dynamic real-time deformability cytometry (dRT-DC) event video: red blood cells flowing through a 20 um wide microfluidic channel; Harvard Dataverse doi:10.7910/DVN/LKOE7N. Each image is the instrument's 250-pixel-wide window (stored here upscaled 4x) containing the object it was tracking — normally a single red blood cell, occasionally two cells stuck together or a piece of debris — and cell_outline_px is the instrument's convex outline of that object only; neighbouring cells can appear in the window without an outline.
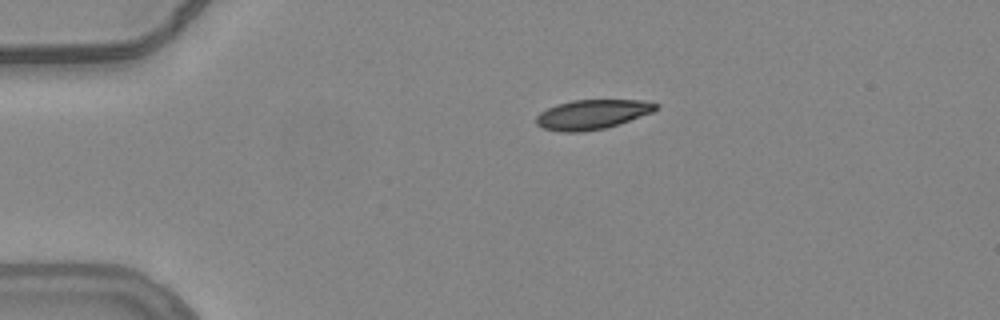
{"species": "common noctule bat (a hibernating species)", "species_latin": "Nyctalus noctula", "temperature_condition": "warm", "stored_images_in_passage": 44, "camera_frame_rate_fps": 3000, "um_per_image_px": 0.085, "animal": {"sex": "female", "body_mass_g": 24.6, "forearm_length_mm": 56.2}, "frame": {"image": 1, "passage_image": 1, "time_ms": 0.0, "image_size_px": [1000, 320], "cell_outline_px": [[660, 108], [652, 112], [620, 124], [604, 128], [584, 132], [560, 132], [544, 128], [536, 124], [536, 116], [540, 112], [556, 104], [572, 100], [644, 100], [660, 104]], "centroid_in_image_um": [50.36, 9.72], "position_along_channel_um": 34.6, "area_um2": 20.81}}
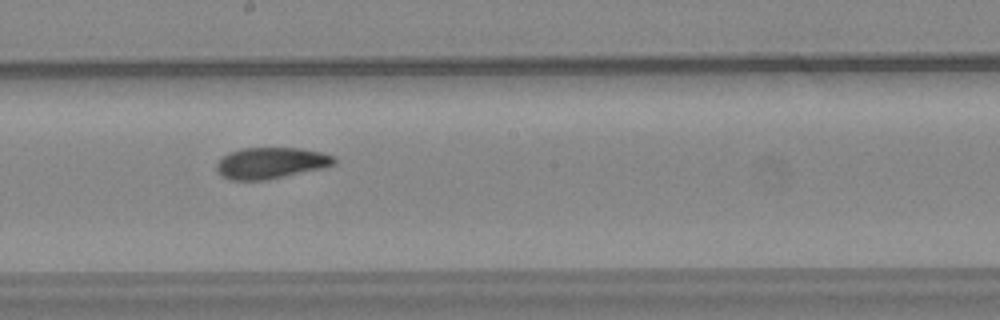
{"frame": {"image": 2, "passage_image": 20, "time_ms": 6.333, "image_size_px": [1000, 320], "cell_outline_px": [[336, 164], [324, 168], [264, 180], [232, 180], [216, 172], [216, 164], [228, 152], [240, 148], [300, 148], [320, 152], [336, 156]], "centroid_in_image_um": [23.04, 13.85], "position_along_channel_um": 225.2, "area_um2": 21.44}}
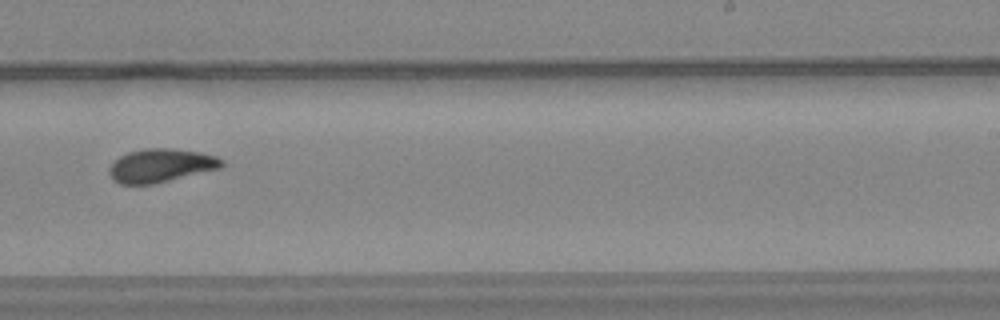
{"frame": {"image": 3, "passage_image": 24, "time_ms": 7.667, "image_size_px": [1000, 320], "cell_outline_px": [[224, 164], [220, 168], [152, 184], [120, 184], [112, 180], [108, 172], [108, 168], [120, 156], [128, 152], [144, 148], [168, 148], [200, 152], [216, 156], [224, 160]], "centroid_in_image_um": [13.65, 14.06], "position_along_channel_um": 275.4, "area_um2": 21.85}, "authors_computed_cell_mechanics": {"area_um2": 21.5305, "velocity_mm_per_s": 3.7843, "shape_relaxation_time_tau1_ms": 8.5856, "shape_relaxation_time_tau2_ms": 2.5691, "deformation_change_tau1": 0.1958, "deformation_change_tau2": 0.0811}}